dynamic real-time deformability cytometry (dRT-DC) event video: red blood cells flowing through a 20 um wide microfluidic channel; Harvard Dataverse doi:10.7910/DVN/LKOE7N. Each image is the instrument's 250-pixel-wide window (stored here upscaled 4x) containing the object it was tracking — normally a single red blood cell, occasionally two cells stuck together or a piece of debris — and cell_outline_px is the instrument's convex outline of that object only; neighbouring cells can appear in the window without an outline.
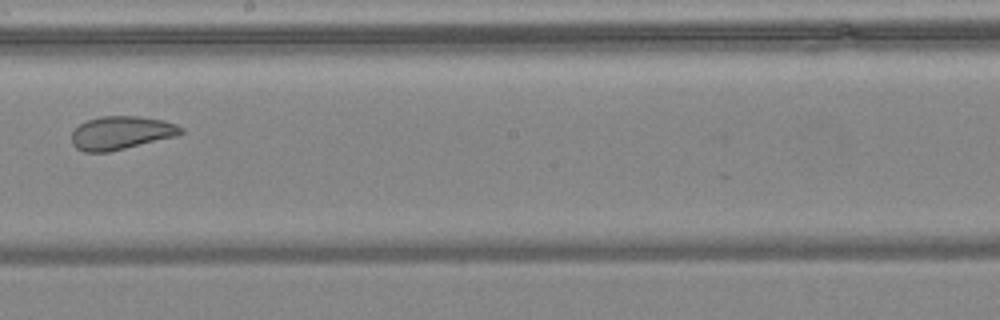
{"species": "common noctule bat (a hibernating species)", "species_latin": "Nyctalus noctula", "temperature_condition": "warm", "stored_images_in_passage": 10, "segment_of_instrument_passage": [1, 2], "camera_frame_rate_fps": 3000, "um_per_image_px": 0.085, "animal": {"sex": "female", "body_mass_g": 24.6, "forearm_length_mm": 56.2}, "frame": {"image": 1, "passage_image": 9, "time_ms": 2.667, "image_size_px": [1000, 320], "cell_outline_px": [[184, 132], [176, 136], [108, 152], [84, 152], [76, 148], [72, 144], [72, 132], [80, 124], [88, 120], [100, 116], [140, 116], [164, 120], [176, 124], [184, 128]], "centroid_in_image_um": [10.31, 11.28], "position_along_channel_um": 237.9, "area_um2": 21.21}}